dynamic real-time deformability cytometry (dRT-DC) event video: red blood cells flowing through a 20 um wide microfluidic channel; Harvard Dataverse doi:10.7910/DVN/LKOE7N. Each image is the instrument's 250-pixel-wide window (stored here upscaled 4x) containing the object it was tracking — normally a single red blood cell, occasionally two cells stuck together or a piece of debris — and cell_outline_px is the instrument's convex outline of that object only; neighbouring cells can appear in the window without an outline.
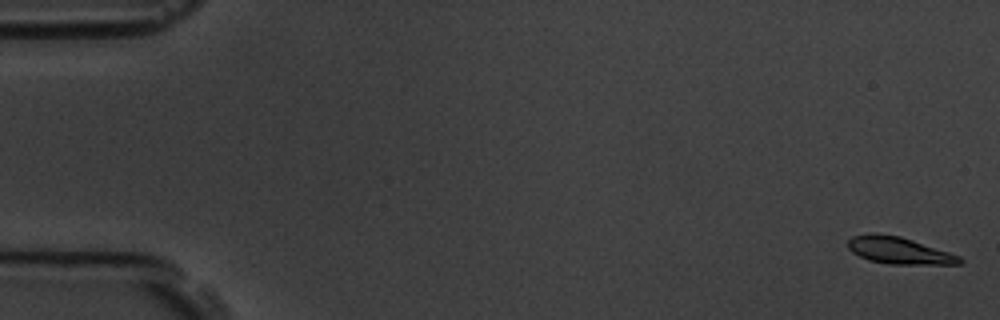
{"species": "common noctule bat (a hibernating species)", "species_latin": "Nyctalus noctula", "temperature_condition": "room temperature", "stored_images_in_passage": 6, "camera_frame_rate_fps": 3000, "um_per_image_px": 0.085, "animal": {"sex": "male", "body_mass_g": 19.5, "forearm_length_mm": 54.6}, "frame": {"image": 1, "passage_image": 1, "time_ms": 0.0, "image_size_px": [1000, 320], "cell_outline_px": [[964, 260], [960, 264], [888, 264], [868, 260], [852, 252], [848, 248], [848, 240], [852, 236], [872, 232], [900, 236], [960, 256]], "centroid_in_image_um": [76.38, 21.29], "position_along_channel_um": 8.6, "area_um2": 17.46}}
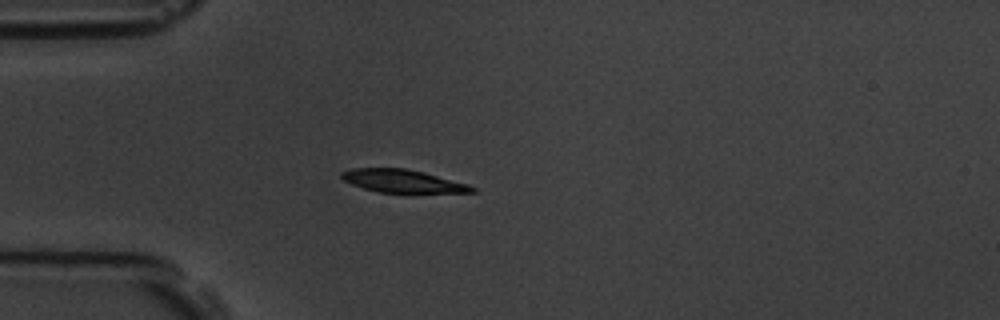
{"frame": {"image": 2, "passage_image": 5, "time_ms": 4.667, "image_size_px": [1000, 320], "cell_outline_px": [[476, 192], [380, 192], [364, 188], [352, 184], [344, 180], [340, 176], [340, 172], [352, 168], [404, 168], [424, 172], [468, 184], [476, 188]], "centroid_in_image_um": [34.2, 15.38], "position_along_channel_um": 50.8, "area_um2": 17.17}}